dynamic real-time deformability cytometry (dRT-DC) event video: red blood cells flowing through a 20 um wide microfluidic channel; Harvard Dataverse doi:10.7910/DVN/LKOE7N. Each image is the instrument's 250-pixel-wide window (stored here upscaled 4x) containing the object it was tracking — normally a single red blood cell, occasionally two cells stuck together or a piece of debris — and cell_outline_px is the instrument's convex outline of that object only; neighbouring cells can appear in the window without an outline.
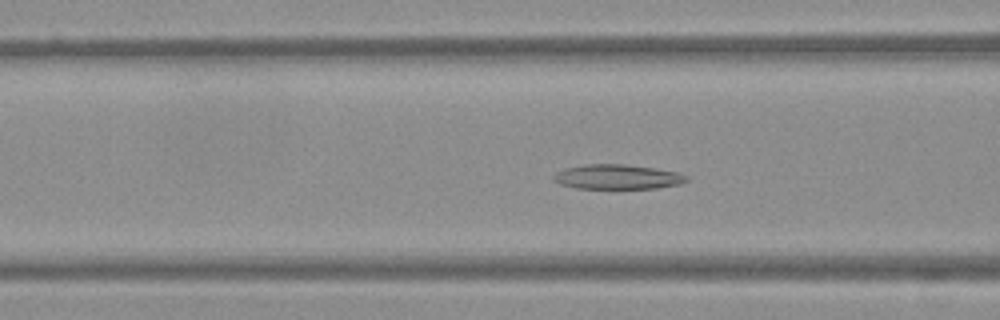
{"species": "Egyptian fruit bat (a non-hibernating species)", "species_latin": "Rousettus aegyptiacus", "temperature_condition": "warm", "stored_images_in_passage": 54, "camera_frame_rate_fps": 3000, "um_per_image_px": 0.085, "frame": {"image": 1, "passage_image": 22, "time_ms": 7.0, "image_size_px": [1000, 320], "cell_outline_px": [[688, 180], [680, 184], [656, 188], [576, 188], [560, 184], [552, 180], [552, 176], [556, 172], [564, 168], [588, 164], [624, 164], [656, 168], [676, 172], [688, 176]], "centroid_in_image_um": [52.45, 15.03], "position_along_channel_um": 114.1, "area_um2": 19.13}}
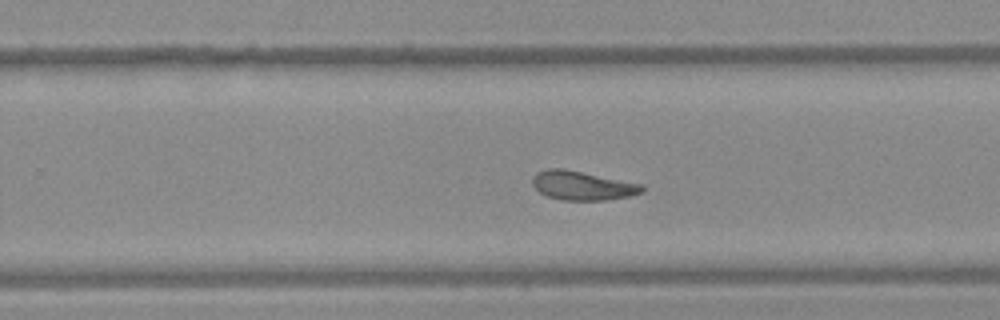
{"frame": {"image": 2, "passage_image": 35, "time_ms": 11.333, "image_size_px": [1000, 320], "cell_outline_px": [[644, 192], [628, 196], [604, 200], [560, 200], [548, 196], [540, 192], [532, 184], [532, 176], [536, 172], [548, 168], [564, 168], [644, 184]], "centroid_in_image_um": [49.5, 15.76], "position_along_channel_um": 280.3, "area_um2": 18.67}}
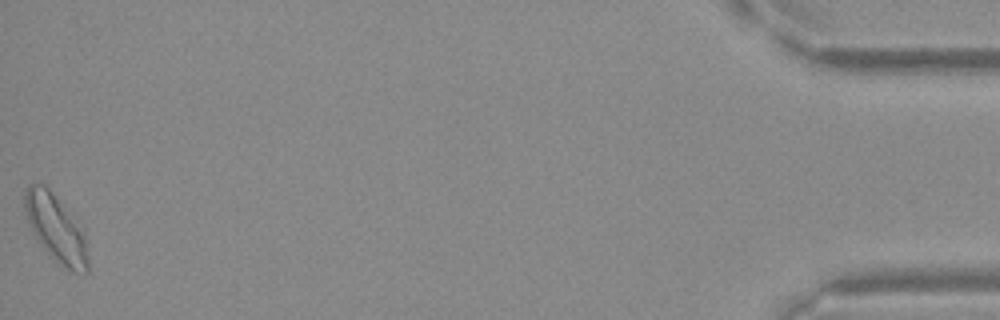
{"frame": {"image": 3, "passage_image": 54, "time_ms": 17.667, "image_size_px": [1000, 320], "cell_outline_px": [[88, 272], [72, 272], [64, 268], [48, 256], [36, 236], [28, 220], [24, 208], [24, 192], [28, 184], [44, 184], [52, 192], [84, 228], [88, 260]], "centroid_in_image_um": [4.78, 19.43], "position_along_channel_um": 430.4, "area_um2": 24.85}}